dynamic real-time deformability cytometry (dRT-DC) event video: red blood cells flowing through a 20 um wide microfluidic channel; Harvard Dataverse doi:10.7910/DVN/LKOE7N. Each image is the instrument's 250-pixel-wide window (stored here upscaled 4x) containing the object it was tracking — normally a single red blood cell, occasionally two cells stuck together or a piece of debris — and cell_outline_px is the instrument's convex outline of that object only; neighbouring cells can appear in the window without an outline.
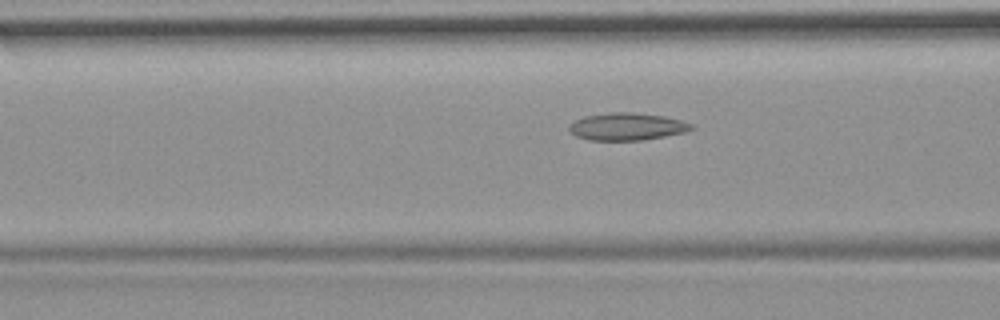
{"species": "common noctule bat (a hibernating species)", "species_latin": "Nyctalus noctula", "temperature_condition": "room temperature", "stored_images_in_passage": 34, "camera_frame_rate_fps": 3000, "um_per_image_px": 0.085, "animal": {"sex": "female", "body_mass_g": 19.9}, "frame": {"image": 1, "passage_image": 10, "time_ms": 3.0, "image_size_px": [1000, 320], "cell_outline_px": [[696, 128], [684, 132], [644, 140], [588, 140], [576, 136], [568, 128], [576, 120], [584, 116], [612, 112], [632, 112], [664, 116], [680, 120], [692, 124]], "centroid_in_image_um": [53.31, 10.76], "position_along_channel_um": 113.3, "area_um2": 19.36}}
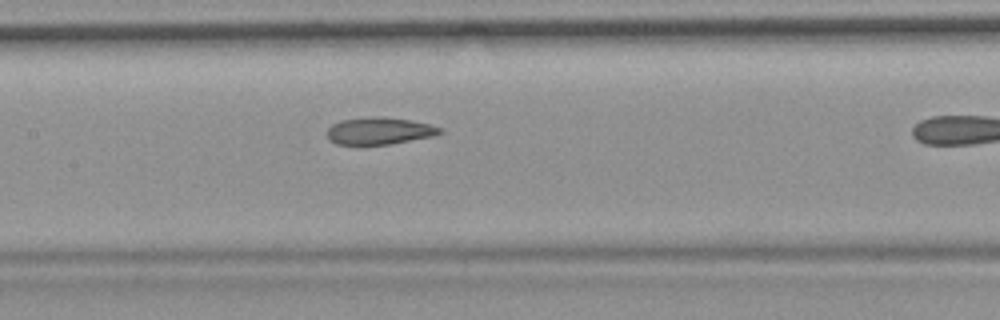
{"frame": {"image": 2, "passage_image": 15, "time_ms": 4.667, "image_size_px": [1000, 320], "cell_outline_px": [[444, 132], [432, 136], [388, 144], [336, 144], [328, 136], [328, 128], [332, 124], [340, 120], [372, 116], [384, 116], [408, 120], [428, 124], [444, 128]], "centroid_in_image_um": [32.26, 11.11], "position_along_channel_um": 175.1, "area_um2": 17.63}}